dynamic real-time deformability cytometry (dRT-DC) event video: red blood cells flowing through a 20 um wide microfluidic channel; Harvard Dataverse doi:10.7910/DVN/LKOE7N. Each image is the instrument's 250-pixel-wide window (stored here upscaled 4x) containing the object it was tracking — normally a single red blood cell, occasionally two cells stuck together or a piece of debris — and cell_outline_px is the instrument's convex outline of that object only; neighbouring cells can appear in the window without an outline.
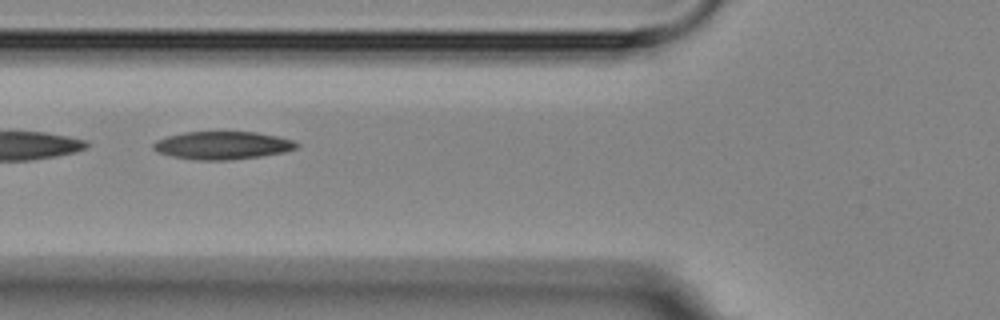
{"species": "Egyptian fruit bat (a non-hibernating species)", "species_latin": "Rousettus aegyptiacus", "temperature_condition": "room temperature", "stored_images_in_passage": 5, "camera_frame_rate_fps": 3000, "um_per_image_px": 0.085, "animal": {"sex": "female"}, "frame": {"image": 1, "passage_image": 4, "time_ms": 3.333, "image_size_px": [1000, 320], "cell_outline_px": [[300, 144], [296, 148], [284, 152], [260, 156], [228, 160], [196, 160], [172, 156], [156, 152], [152, 148], [152, 144], [156, 140], [168, 136], [184, 132], [256, 132], [276, 136], [292, 140]], "centroid_in_image_um": [18.87, 12.36], "position_along_channel_um": 106.9, "area_um2": 23.24}}